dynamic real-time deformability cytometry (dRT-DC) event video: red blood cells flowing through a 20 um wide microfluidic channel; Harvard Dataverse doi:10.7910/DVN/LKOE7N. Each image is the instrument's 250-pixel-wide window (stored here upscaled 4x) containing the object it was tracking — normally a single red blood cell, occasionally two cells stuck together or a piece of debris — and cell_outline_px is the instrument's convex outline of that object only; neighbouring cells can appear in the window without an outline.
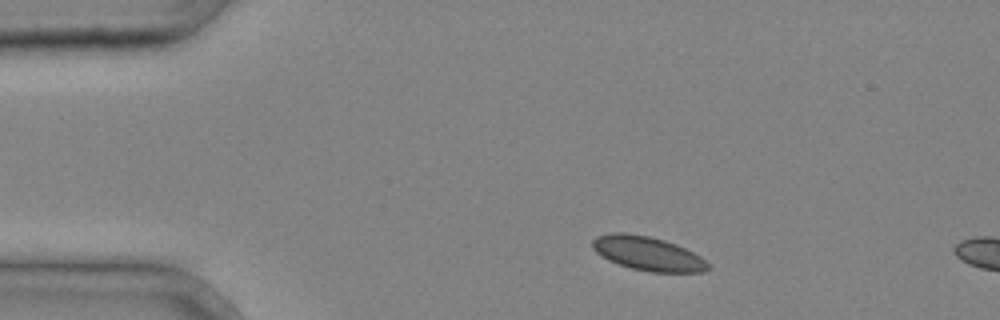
{"species": "common noctule bat (a hibernating species)", "species_latin": "Nyctalus noctula", "temperature_condition": "cold", "stored_images_in_passage": 3, "camera_frame_rate_fps": 3000, "um_per_image_px": 0.085, "animal": {"sex": "male", "body_mass_g": 20.4}, "frame": {"image": 1, "passage_image": 1, "time_ms": 0.0, "image_size_px": [1000, 320], "cell_outline_px": [[712, 268], [704, 272], [652, 272], [632, 268], [608, 260], [596, 252], [592, 248], [592, 240], [596, 236], [612, 232], [624, 232], [648, 236], [664, 240], [676, 244], [700, 256]], "centroid_in_image_um": [55.05, 21.54], "position_along_channel_um": 30.0, "area_um2": 22.83}}